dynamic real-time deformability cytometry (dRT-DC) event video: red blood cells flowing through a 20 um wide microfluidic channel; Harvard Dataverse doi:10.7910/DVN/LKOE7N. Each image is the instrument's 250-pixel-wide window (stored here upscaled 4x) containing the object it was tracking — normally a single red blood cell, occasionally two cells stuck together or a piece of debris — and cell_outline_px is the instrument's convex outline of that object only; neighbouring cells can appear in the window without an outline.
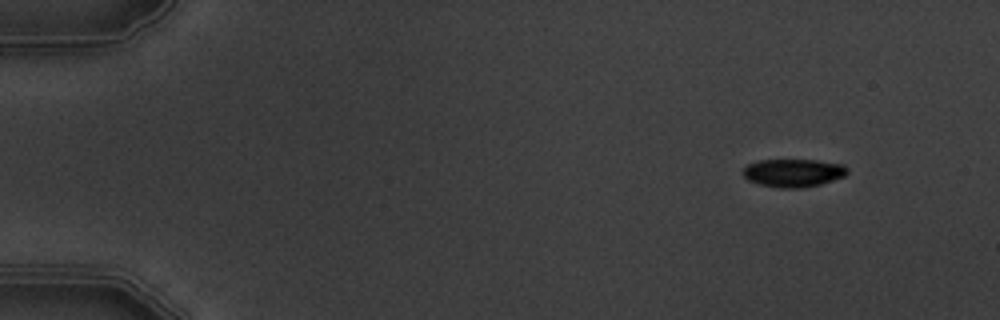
{"species": "common noctule bat (a hibernating species)", "species_latin": "Nyctalus noctula", "temperature_condition": "warm", "stored_images_in_passage": 4, "camera_frame_rate_fps": 3000, "um_per_image_px": 0.085, "animal": {"sex": "male", "body_mass_g": 19.5, "forearm_length_mm": 54.6}, "frame": {"image": 1, "passage_image": 1, "time_ms": 0.0, "image_size_px": [1000, 320], "cell_outline_px": [[848, 172], [844, 176], [820, 184], [800, 188], [780, 188], [760, 184], [748, 180], [744, 176], [744, 168], [748, 164], [760, 160], [816, 160], [844, 164], [848, 168]], "centroid_in_image_um": [67.45, 14.69], "position_along_channel_um": 17.5, "area_um2": 16.94}}